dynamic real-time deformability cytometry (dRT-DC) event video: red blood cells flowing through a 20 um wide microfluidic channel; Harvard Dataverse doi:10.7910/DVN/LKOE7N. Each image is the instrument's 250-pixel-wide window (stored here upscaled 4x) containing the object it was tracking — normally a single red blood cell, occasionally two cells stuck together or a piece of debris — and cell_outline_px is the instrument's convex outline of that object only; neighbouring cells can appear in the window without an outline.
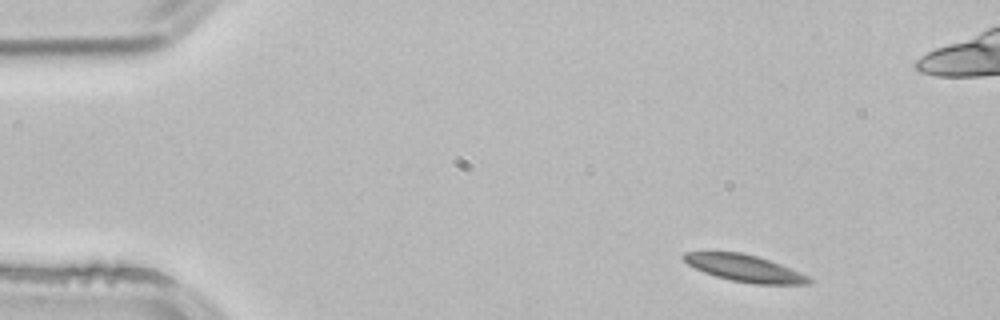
{"species": "common noctule bat (a hibernating species)", "species_latin": "Nyctalus noctula", "temperature_condition": "room temperature", "stored_images_in_passage": 3, "camera_frame_rate_fps": 3000, "um_per_image_px": 0.085, "animal": {"sex": "male", "body_mass_g": 21.5, "forearm_length_mm": 52.0}, "frame": {"image": 1, "passage_image": 1, "time_ms": 0.0, "image_size_px": [1000, 320], "cell_outline_px": [[812, 280], [808, 284], [752, 284], [732, 280], [716, 276], [704, 272], [688, 264], [680, 256], [684, 252], [740, 252], [756, 256], [780, 264], [800, 272], [808, 276]], "centroid_in_image_um": [63.28, 22.8], "position_along_channel_um": 21.7, "area_um2": 19.36}}